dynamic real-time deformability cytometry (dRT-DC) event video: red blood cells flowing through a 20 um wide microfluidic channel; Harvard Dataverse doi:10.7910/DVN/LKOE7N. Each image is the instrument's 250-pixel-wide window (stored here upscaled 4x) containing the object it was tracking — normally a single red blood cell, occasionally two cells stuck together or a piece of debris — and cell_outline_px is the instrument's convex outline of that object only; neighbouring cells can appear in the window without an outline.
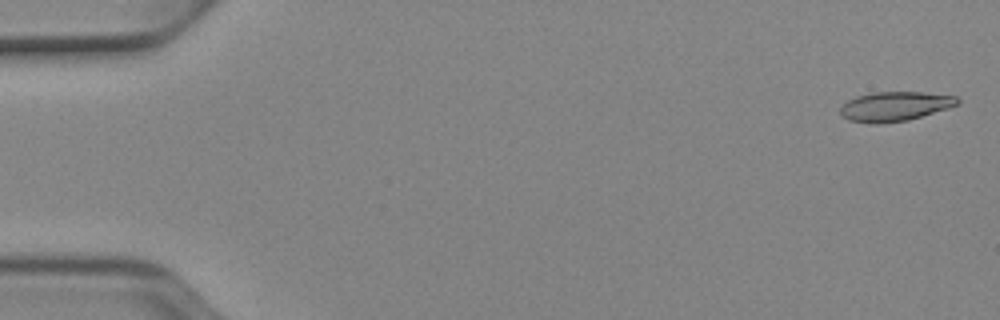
{"species": "Egyptian fruit bat (a non-hibernating species)", "species_latin": "Rousettus aegyptiacus", "temperature_condition": "cold", "stored_images_in_passage": 52, "camera_frame_rate_fps": 3000, "um_per_image_px": 0.085, "animal": {"sex": "female"}, "frame": {"image": 1, "passage_image": 2, "time_ms": 0.333, "image_size_px": [1000, 320], "cell_outline_px": [[960, 104], [948, 108], [908, 120], [876, 124], [872, 124], [848, 120], [840, 116], [840, 108], [848, 100], [856, 96], [872, 92], [924, 92], [956, 96], [960, 100]], "centroid_in_image_um": [76.05, 9.04], "position_along_channel_um": 9.0, "area_um2": 20.23}}
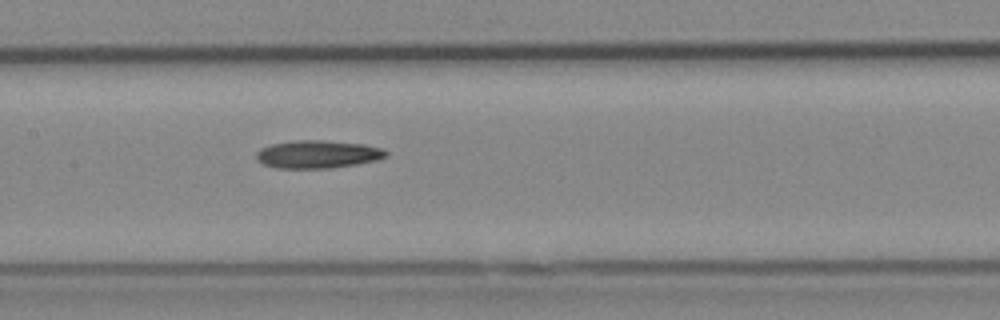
{"frame": {"image": 2, "passage_image": 26, "time_ms": 8.333, "image_size_px": [1000, 320], "cell_outline_px": [[388, 156], [376, 160], [356, 164], [328, 168], [276, 168], [264, 164], [256, 160], [256, 152], [260, 148], [272, 144], [296, 140], [320, 140], [364, 144], [380, 148], [388, 152]], "centroid_in_image_um": [26.98, 13.11], "position_along_channel_um": 180.4, "area_um2": 20.98}}
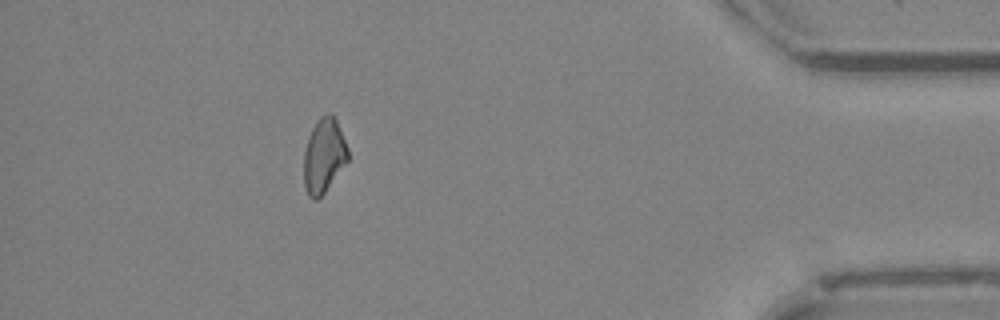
{"frame": {"image": 3, "passage_image": 47, "time_ms": 15.333, "image_size_px": [1000, 320], "cell_outline_px": [[348, 160], [324, 192], [316, 200], [312, 200], [308, 196], [304, 188], [304, 152], [308, 136], [316, 120], [320, 116], [332, 112], [336, 120], [348, 148]], "centroid_in_image_um": [27.51, 13.22], "position_along_channel_um": 407.7, "area_um2": 19.07}}